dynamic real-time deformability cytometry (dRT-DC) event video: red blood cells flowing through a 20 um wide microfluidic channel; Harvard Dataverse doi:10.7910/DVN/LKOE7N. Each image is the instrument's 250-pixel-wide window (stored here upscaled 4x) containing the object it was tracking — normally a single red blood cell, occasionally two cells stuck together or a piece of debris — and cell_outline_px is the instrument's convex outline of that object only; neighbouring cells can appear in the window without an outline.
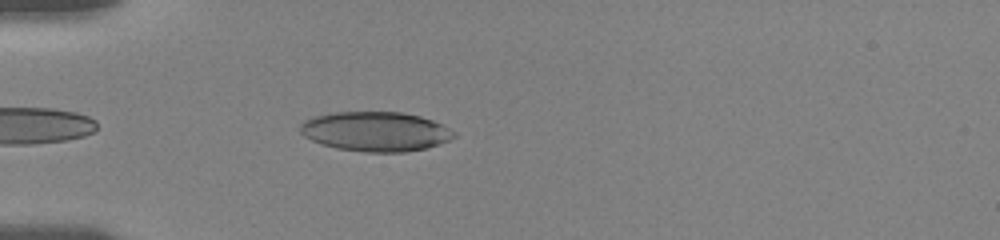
{"species": "human", "species_latin": "Homo sapiens", "temperature_condition": "room temperature", "stored_images_in_passage": 15, "camera_frame_rate_fps": 3000, "um_per_image_px": 0.085, "donor": {"sex": "female"}, "frame": {"image": 1, "passage_image": 9, "time_ms": 5.0, "image_size_px": [1000, 240], "cell_outline_px": [[456, 136], [448, 140], [424, 148], [404, 152], [364, 152], [336, 148], [320, 144], [304, 136], [300, 132], [300, 124], [304, 120], [312, 116], [336, 112], [400, 112], [420, 116], [432, 120], [456, 132]], "centroid_in_image_um": [31.87, 11.17], "position_along_channel_um": 53.1, "area_um2": 35.37}}
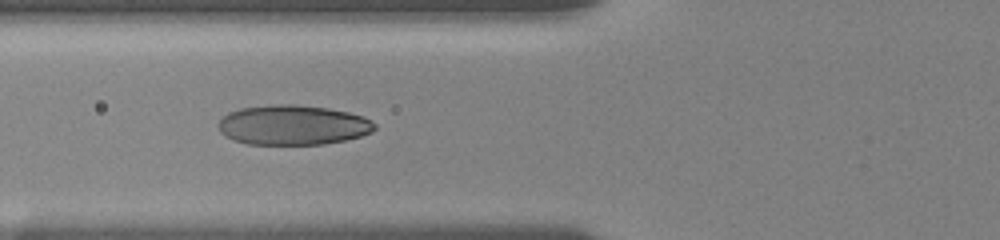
{"frame": {"image": 2, "passage_image": 13, "time_ms": 6.667, "image_size_px": [1000, 240], "cell_outline_px": [[376, 128], [372, 132], [360, 136], [344, 140], [324, 144], [248, 144], [236, 140], [220, 132], [216, 124], [228, 112], [240, 108], [272, 104], [292, 104], [328, 108], [348, 112], [364, 116], [372, 120], [376, 124]], "centroid_in_image_um": [24.91, 10.61], "position_along_channel_um": 100.9, "area_um2": 36.36}}
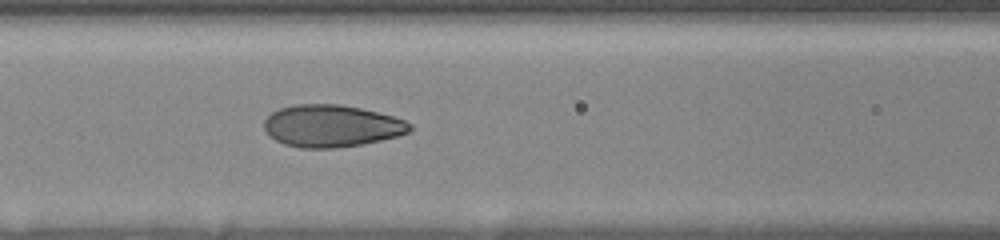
{"frame": {"image": 3, "passage_image": 15, "time_ms": 7.667, "image_size_px": [1000, 240], "cell_outline_px": [[412, 128], [408, 132], [396, 136], [380, 140], [360, 144], [336, 148], [300, 148], [284, 144], [268, 136], [264, 128], [264, 120], [272, 112], [280, 108], [296, 104], [340, 104], [360, 108], [392, 116], [404, 120], [412, 124]], "centroid_in_image_um": [28.14, 10.7], "position_along_channel_um": 138.5, "area_um2": 35.66}}